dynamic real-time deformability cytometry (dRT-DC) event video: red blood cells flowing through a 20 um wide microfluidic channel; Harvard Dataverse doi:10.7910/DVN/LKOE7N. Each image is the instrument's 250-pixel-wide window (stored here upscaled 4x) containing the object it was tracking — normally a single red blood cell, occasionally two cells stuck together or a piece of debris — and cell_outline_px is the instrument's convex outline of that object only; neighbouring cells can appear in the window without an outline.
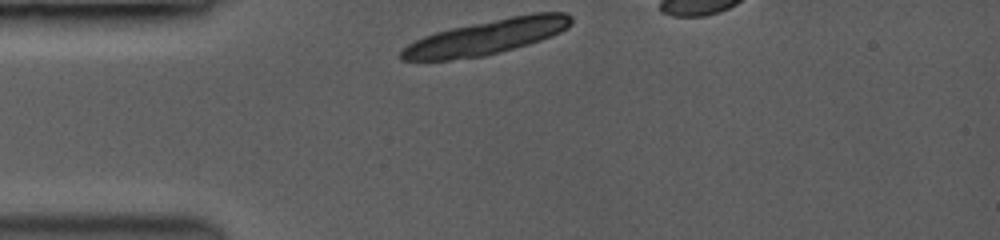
{"species": "common noctule bat (a hibernating species)", "species_latin": "Nyctalus noctula", "temperature_condition": "room temperature", "stored_images_in_passage": 27, "camera_frame_rate_fps": 3500, "um_per_image_px": 0.085, "animal": {"sex": "female", "body_mass_g": 19.0, "forearm_length_mm": 53.3}, "frame": {"image": 1, "passage_image": 1, "time_ms": 0.0, "image_size_px": [1000, 240], "cell_outline_px": [[572, 20], [560, 32], [540, 40], [528, 44], [480, 56], [448, 60], [400, 60], [400, 52], [408, 44], [424, 36], [436, 32], [452, 28], [532, 12], [564, 12], [572, 16]], "centroid_in_image_um": [41.34, 3.14], "position_along_channel_um": 43.7, "area_um2": 33.7}}